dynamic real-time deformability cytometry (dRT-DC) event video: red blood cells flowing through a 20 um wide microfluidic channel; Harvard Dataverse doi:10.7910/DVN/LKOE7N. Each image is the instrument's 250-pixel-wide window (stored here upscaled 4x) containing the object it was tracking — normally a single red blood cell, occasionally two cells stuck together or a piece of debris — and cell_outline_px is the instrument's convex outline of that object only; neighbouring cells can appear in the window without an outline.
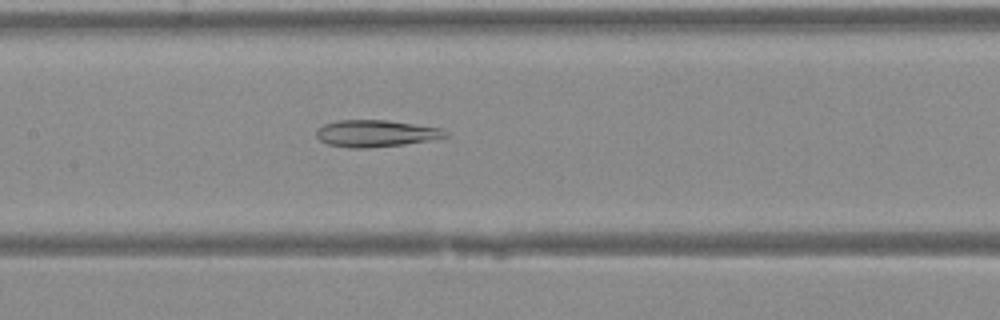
{"species": "Egyptian fruit bat (a non-hibernating species)", "species_latin": "Rousettus aegyptiacus", "temperature_condition": "warm", "stored_images_in_passage": 28, "camera_frame_rate_fps": 3000, "um_per_image_px": 0.085, "animal": {"sex": "female"}, "frame": {"image": 1, "passage_image": 7, "time_ms": 2.0, "image_size_px": [1000, 320], "cell_outline_px": [[448, 136], [428, 140], [404, 144], [368, 148], [352, 148], [328, 144], [320, 140], [316, 136], [316, 128], [324, 124], [340, 120], [388, 120], [444, 128], [448, 132]], "centroid_in_image_um": [31.95, 11.33], "position_along_channel_um": 175.5, "area_um2": 20.23}}
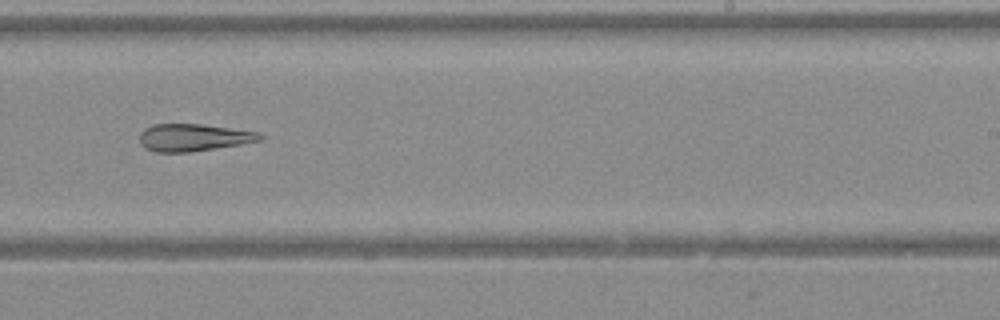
{"frame": {"image": 2, "passage_image": 13, "time_ms": 4.0, "image_size_px": [1000, 320], "cell_outline_px": [[264, 140], [240, 144], [188, 152], [156, 152], [144, 148], [140, 144], [140, 132], [144, 128], [152, 124], [200, 124], [256, 132], [264, 136]], "centroid_in_image_um": [16.4, 11.69], "position_along_channel_um": 272.6, "area_um2": 19.02}}
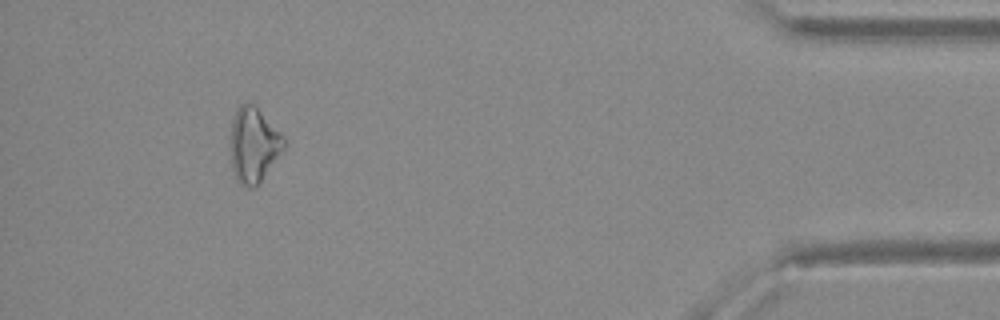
{"frame": {"image": 3, "passage_image": 25, "time_ms": 8.0, "image_size_px": [1000, 320], "cell_outline_px": [[284, 148], [260, 180], [252, 188], [248, 188], [236, 180], [232, 168], [228, 140], [232, 116], [236, 108], [240, 104], [252, 104], [284, 136]], "centroid_in_image_um": [21.48, 12.3], "position_along_channel_um": 413.7, "area_um2": 23.18}}